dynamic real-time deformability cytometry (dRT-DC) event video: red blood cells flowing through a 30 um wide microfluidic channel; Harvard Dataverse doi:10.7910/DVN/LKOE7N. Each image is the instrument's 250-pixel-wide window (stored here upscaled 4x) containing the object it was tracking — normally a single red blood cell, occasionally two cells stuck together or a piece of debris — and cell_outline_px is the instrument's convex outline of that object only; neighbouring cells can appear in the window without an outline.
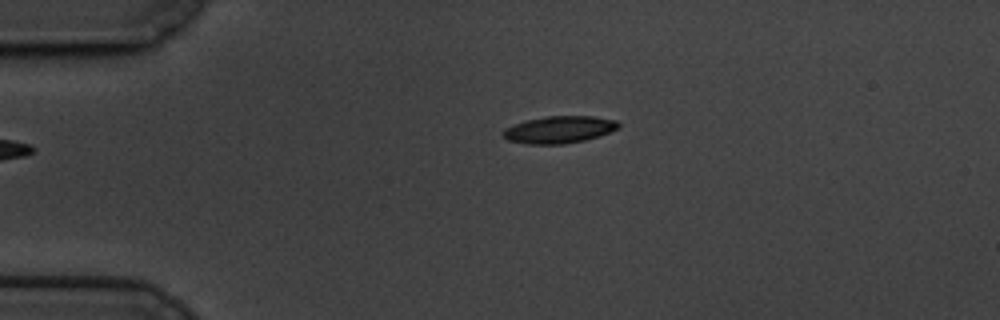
{"species": "common noctule bat (a hibernating species)", "species_latin": "Nyctalus noctula", "temperature_condition": "cold", "stored_images_in_passage": 47, "camera_frame_rate_fps": 3000, "um_per_image_px": 0.085, "animal": {"sex": "male", "body_mass_g": 19.5, "forearm_length_mm": 54.6}, "frame": {"image": 1, "passage_image": 1, "time_ms": 0.0, "image_size_px": [1000, 320], "cell_outline_px": [[620, 128], [600, 136], [584, 140], [564, 144], [524, 144], [508, 140], [504, 136], [504, 128], [528, 120], [548, 116], [592, 116], [616, 120], [620, 124]], "centroid_in_image_um": [47.58, 11.02], "position_along_channel_um": 37.4, "area_um2": 18.15}}
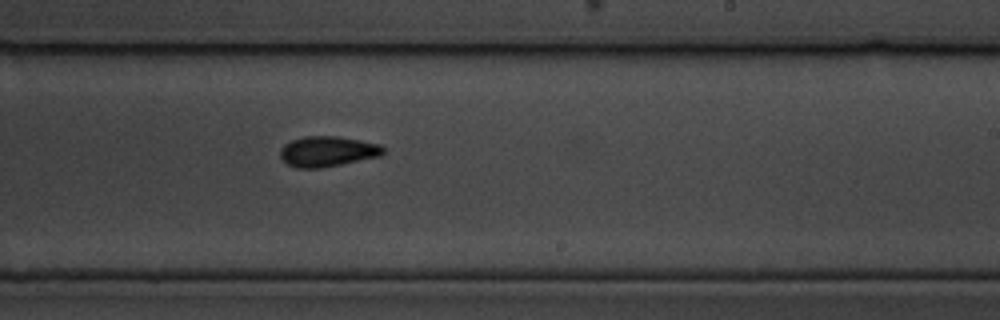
{"frame": {"image": 2, "passage_image": 24, "time_ms": 7.667, "image_size_px": [1000, 320], "cell_outline_px": [[384, 152], [380, 156], [320, 168], [296, 168], [288, 164], [280, 156], [280, 148], [284, 144], [292, 140], [304, 136], [336, 136], [360, 140], [380, 144], [384, 148]], "centroid_in_image_um": [27.82, 12.86], "position_along_channel_um": 261.2, "area_um2": 18.15}}
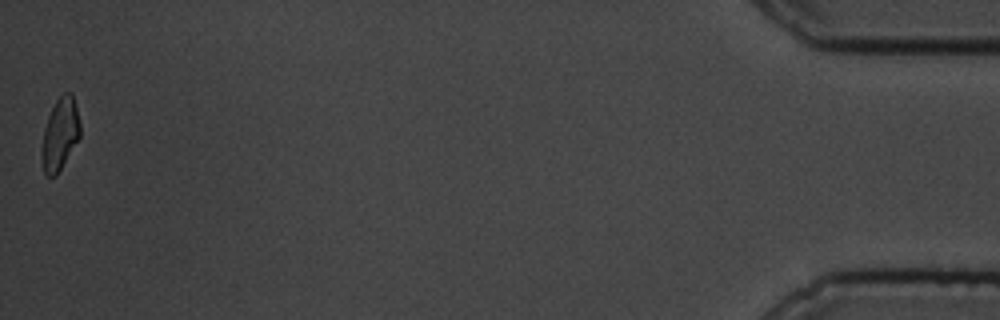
{"frame": {"image": 3, "passage_image": 47, "time_ms": 15.333, "image_size_px": [1000, 320], "cell_outline_px": [[80, 136], [56, 176], [48, 176], [44, 172], [40, 156], [44, 128], [48, 116], [56, 100], [64, 92], [72, 92], [80, 124]], "centroid_in_image_um": [5.08, 11.4], "position_along_channel_um": 430.1, "area_um2": 16.01}, "authors_computed_cell_mechanics": {"area_um2": 17.7446, "velocity_mm_per_s": 3.3909, "shape_relaxation_time_tau1_ms": 3.6421, "shape_relaxation_time_tau2_ms": 6.8212, "deformation_change_tau1": 0.1126, "deformation_change_tau2": 0.124}}